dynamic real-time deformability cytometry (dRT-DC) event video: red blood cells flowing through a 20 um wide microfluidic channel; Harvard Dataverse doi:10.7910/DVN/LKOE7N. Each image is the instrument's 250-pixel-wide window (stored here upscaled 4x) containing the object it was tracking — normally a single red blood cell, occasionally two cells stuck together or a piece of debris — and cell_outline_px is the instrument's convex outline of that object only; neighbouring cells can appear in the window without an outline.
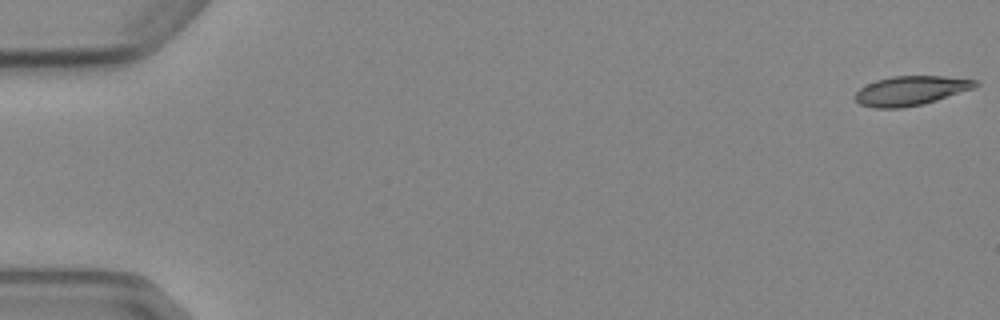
{"species": "Egyptian fruit bat (a non-hibernating species)", "species_latin": "Rousettus aegyptiacus", "temperature_condition": "cold", "stored_images_in_passage": 5, "segment_of_instrument_passage": [2, 2], "camera_frame_rate_fps": 3000, "um_per_image_px": 0.085, "animal": {"sex": "female"}, "frame": {"image": 1, "passage_image": 5, "time_ms": 5.667, "image_size_px": [1000, 320], "cell_outline_px": [[980, 84], [972, 88], [924, 104], [904, 108], [876, 108], [860, 104], [856, 100], [856, 92], [860, 88], [876, 80], [892, 76], [944, 76], [976, 80]], "centroid_in_image_um": [77.4, 7.71], "position_along_channel_um": 7.6, "area_um2": 20.35}}